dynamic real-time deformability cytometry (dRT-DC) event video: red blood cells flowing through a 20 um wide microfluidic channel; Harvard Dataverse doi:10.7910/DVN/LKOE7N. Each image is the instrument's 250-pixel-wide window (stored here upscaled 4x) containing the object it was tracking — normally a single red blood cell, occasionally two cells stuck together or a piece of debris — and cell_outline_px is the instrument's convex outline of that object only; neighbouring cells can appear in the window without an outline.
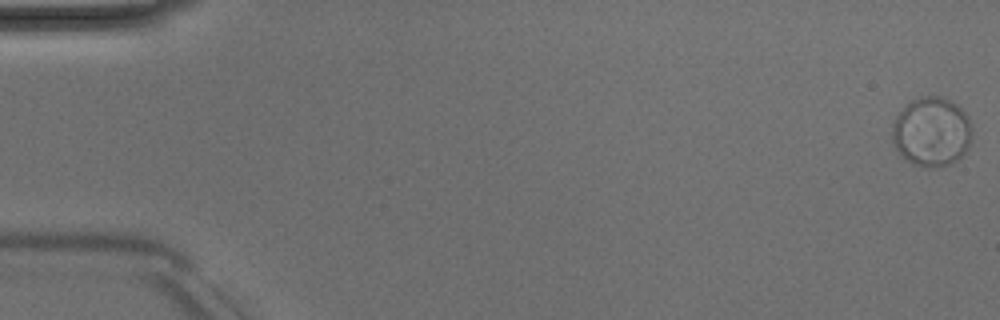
{"species": "Egyptian fruit bat (a non-hibernating species)", "species_latin": "Rousettus aegyptiacus", "temperature_condition": "room temperature", "stored_images_in_passage": 43, "camera_frame_rate_fps": 3000, "um_per_image_px": 0.085, "animal": {"sex": "male"}, "frame": {"image": 1, "passage_image": 1, "time_ms": 0.0, "image_size_px": [1000, 320], "cell_outline_px": [[972, 140], [968, 148], [960, 156], [948, 164], [912, 164], [896, 148], [892, 140], [892, 124], [900, 108], [912, 100], [924, 96], [940, 96], [952, 100], [968, 116], [972, 128]], "centroid_in_image_um": [79.19, 11.12], "position_along_channel_um": 5.8, "area_um2": 31.85}}
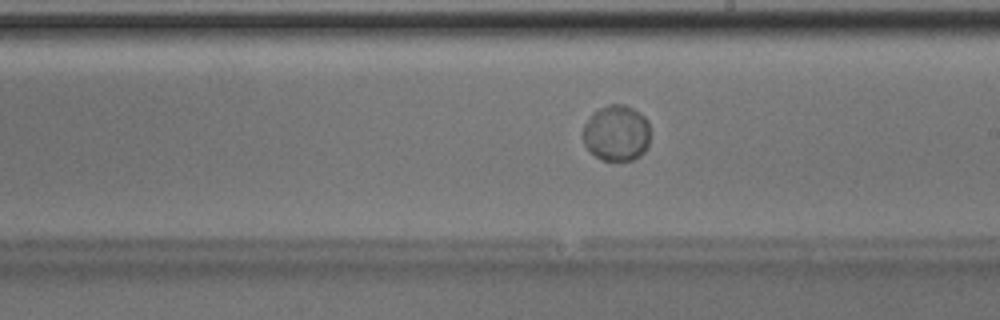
{"frame": {"image": 2, "passage_image": 30, "time_ms": 9.667, "image_size_px": [1000, 320], "cell_outline_px": [[648, 148], [640, 156], [632, 160], [604, 160], [596, 156], [584, 144], [584, 124], [592, 112], [608, 104], [624, 104], [640, 112], [648, 120]], "centroid_in_image_um": [52.41, 11.29], "position_along_channel_um": 236.6, "area_um2": 21.91}}
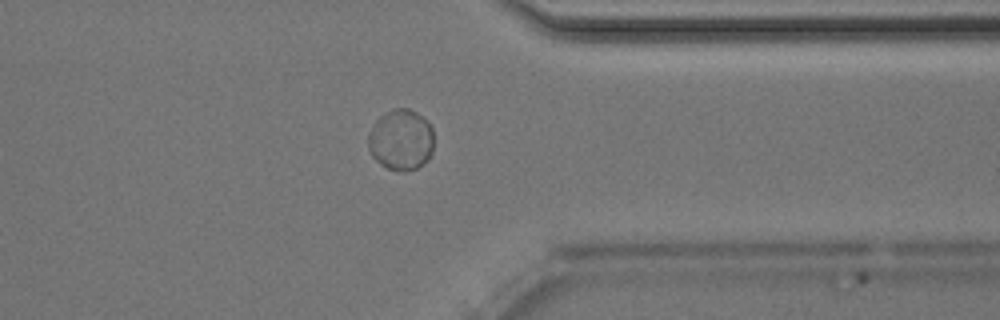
{"frame": {"image": 3, "passage_image": 41, "time_ms": 13.333, "image_size_px": [1000, 320], "cell_outline_px": [[432, 152], [428, 160], [416, 168], [404, 172], [400, 172], [388, 168], [380, 164], [372, 156], [368, 148], [368, 132], [376, 120], [380, 116], [392, 108], [408, 108], [416, 112], [432, 128]], "centroid_in_image_um": [34.05, 11.89], "position_along_channel_um": 377.3, "area_um2": 23.29}, "authors_computed_cell_mechanics": {"area_um2": 23.0044, "velocity_mm_per_s": 3.9503, "shape_relaxation_time_tau1_ms": 0.8279, "shape_relaxation_time_tau2_ms": null, "deformation_change_tau1": 0.017, "deformation_change_tau2": null}}